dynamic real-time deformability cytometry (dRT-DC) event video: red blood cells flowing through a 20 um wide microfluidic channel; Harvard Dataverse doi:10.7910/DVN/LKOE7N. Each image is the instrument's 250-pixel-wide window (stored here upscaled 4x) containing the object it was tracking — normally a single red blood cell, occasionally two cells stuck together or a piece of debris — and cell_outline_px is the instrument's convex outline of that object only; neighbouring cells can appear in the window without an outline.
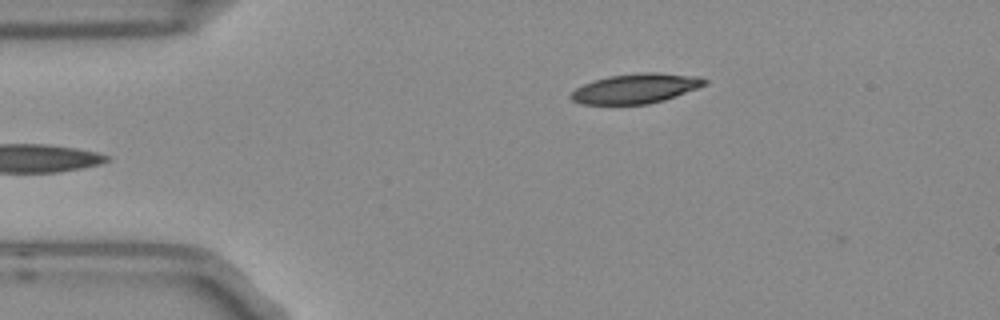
{"species": "Egyptian fruit bat (a non-hibernating species)", "species_latin": "Rousettus aegyptiacus", "temperature_condition": "room temperature", "stored_images_in_passage": 3, "camera_frame_rate_fps": 3000, "um_per_image_px": 0.085, "frame": {"image": 1, "passage_image": 3, "time_ms": 0.667, "image_size_px": [1000, 320], "cell_outline_px": [[708, 84], [664, 100], [648, 104], [580, 104], [572, 100], [568, 96], [576, 88], [592, 80], [608, 76], [636, 72], [656, 72], [700, 76], [708, 80]], "centroid_in_image_um": [54.04, 7.51], "position_along_channel_um": 31.0, "area_um2": 23.41}}